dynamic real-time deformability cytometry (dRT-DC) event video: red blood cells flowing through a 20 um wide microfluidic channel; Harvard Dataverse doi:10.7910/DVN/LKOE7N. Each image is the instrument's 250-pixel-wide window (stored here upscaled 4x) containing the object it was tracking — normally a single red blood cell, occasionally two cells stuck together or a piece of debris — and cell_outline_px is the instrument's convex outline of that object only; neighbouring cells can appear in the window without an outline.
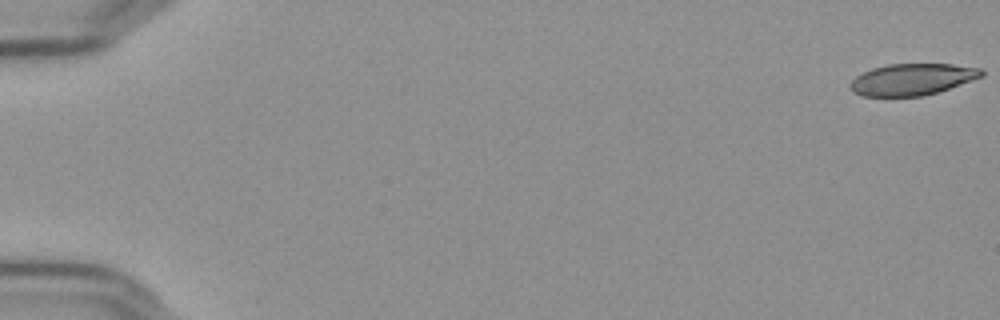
{"species": "Egyptian fruit bat (a non-hibernating species)", "species_latin": "Rousettus aegyptiacus", "temperature_condition": "cold", "stored_images_in_passage": 10, "camera_frame_rate_fps": 3000, "um_per_image_px": 0.085, "frame": {"image": 1, "passage_image": 1, "time_ms": 0.0, "image_size_px": [1000, 320], "cell_outline_px": [[984, 76], [924, 96], [864, 96], [852, 92], [848, 84], [856, 76], [872, 68], [888, 64], [952, 64], [980, 68], [984, 72]], "centroid_in_image_um": [77.51, 6.74], "position_along_channel_um": 7.5, "area_um2": 24.04}}
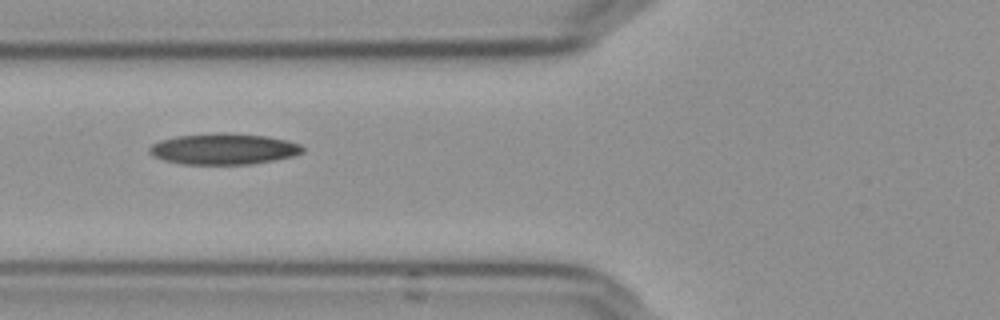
{"frame": {"image": 2, "passage_image": 7, "time_ms": 2.0, "image_size_px": [1000, 320], "cell_outline_px": [[304, 152], [292, 156], [252, 164], [180, 164], [164, 160], [152, 156], [148, 152], [148, 148], [152, 144], [160, 140], [176, 136], [220, 132], [224, 132], [268, 136], [288, 140], [300, 144], [304, 148]], "centroid_in_image_um": [18.99, 12.65], "position_along_channel_um": 106.8, "area_um2": 27.92}}
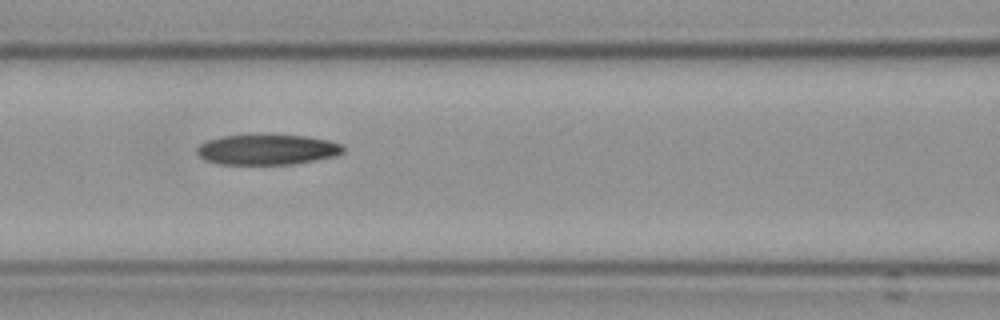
{"frame": {"image": 3, "passage_image": 8, "time_ms": 2.333, "image_size_px": [1000, 320], "cell_outline_px": [[344, 152], [336, 156], [316, 160], [292, 164], [216, 164], [204, 160], [196, 152], [196, 148], [200, 144], [208, 140], [224, 136], [264, 132], [308, 136], [328, 140], [344, 144]], "centroid_in_image_um": [22.73, 12.67], "position_along_channel_um": 143.9, "area_um2": 26.88}}